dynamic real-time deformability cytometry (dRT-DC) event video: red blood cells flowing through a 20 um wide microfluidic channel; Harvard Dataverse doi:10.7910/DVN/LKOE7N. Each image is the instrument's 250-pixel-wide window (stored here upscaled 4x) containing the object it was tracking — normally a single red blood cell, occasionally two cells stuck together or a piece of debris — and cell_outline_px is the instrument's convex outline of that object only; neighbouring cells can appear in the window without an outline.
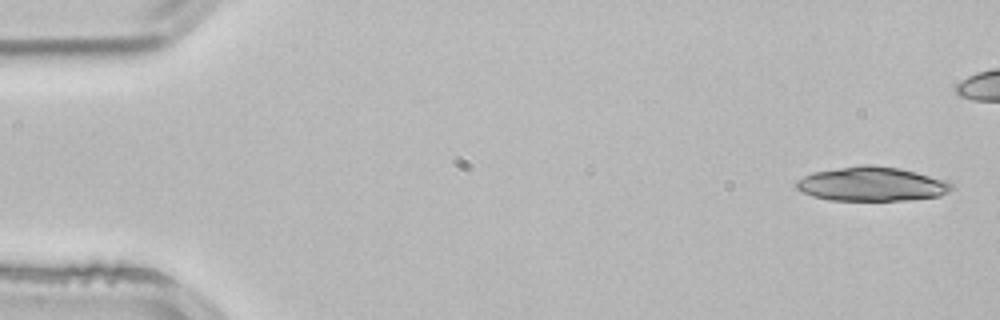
{"species": "common noctule bat (a hibernating species)", "species_latin": "Nyctalus noctula", "temperature_condition": "room temperature", "stored_images_in_passage": 4, "camera_frame_rate_fps": 3000, "um_per_image_px": 0.085, "animal": {"sex": "male", "body_mass_g": 21.5, "forearm_length_mm": 52.0}, "frame": {"image": 1, "passage_image": 1, "time_ms": 0.0, "image_size_px": [1000, 320], "cell_outline_px": [[956, 188], [940, 196], [912, 200], [828, 200], [812, 196], [796, 188], [792, 184], [796, 180], [812, 172], [864, 164], [872, 164], [896, 168], [916, 172], [948, 180]], "centroid_in_image_um": [74.12, 15.64], "position_along_channel_um": 10.9, "area_um2": 31.21}}